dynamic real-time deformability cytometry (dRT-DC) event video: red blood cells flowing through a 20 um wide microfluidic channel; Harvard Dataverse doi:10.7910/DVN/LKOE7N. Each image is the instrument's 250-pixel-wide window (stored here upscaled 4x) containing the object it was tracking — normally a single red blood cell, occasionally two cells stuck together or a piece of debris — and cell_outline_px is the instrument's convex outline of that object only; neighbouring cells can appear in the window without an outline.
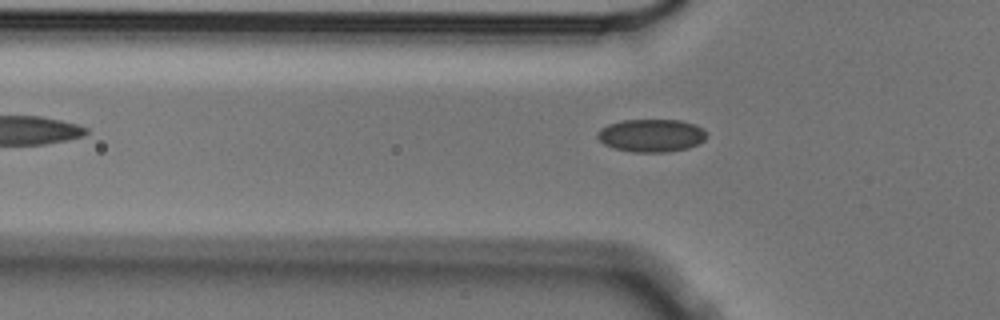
{"species": "Egyptian fruit bat (a non-hibernating species)", "species_latin": "Rousettus aegyptiacus", "temperature_condition": "cold", "stored_images_in_passage": 5, "camera_frame_rate_fps": 3000, "um_per_image_px": 0.085, "animal": {"sex": "male"}, "frame": {"image": 1, "passage_image": 5, "time_ms": 1.333, "image_size_px": [1000, 320], "cell_outline_px": [[708, 136], [704, 140], [688, 148], [668, 152], [632, 152], [616, 148], [604, 144], [596, 136], [596, 132], [600, 128], [608, 124], [624, 120], [680, 120], [696, 124]], "centroid_in_image_um": [55.34, 11.51], "position_along_channel_um": 70.5, "area_um2": 20.87}}